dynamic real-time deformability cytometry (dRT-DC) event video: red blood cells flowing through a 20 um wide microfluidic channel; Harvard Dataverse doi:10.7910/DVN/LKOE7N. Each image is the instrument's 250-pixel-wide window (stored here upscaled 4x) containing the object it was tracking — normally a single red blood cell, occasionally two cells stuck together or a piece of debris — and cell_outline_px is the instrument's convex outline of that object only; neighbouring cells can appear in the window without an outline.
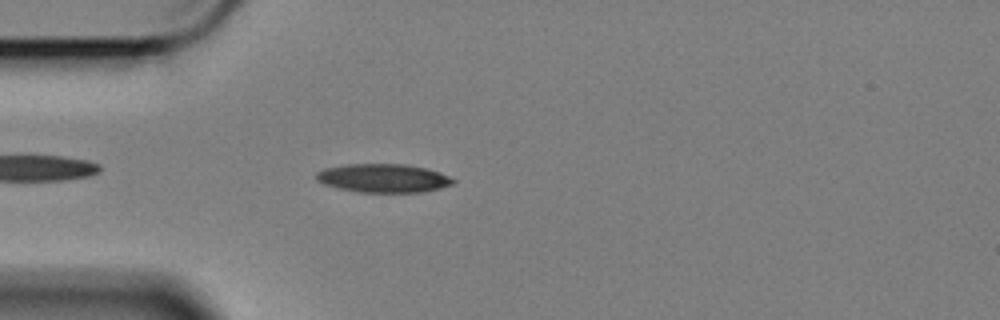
{"species": "Egyptian fruit bat (a non-hibernating species)", "species_latin": "Rousettus aegyptiacus", "temperature_condition": "cold", "stored_images_in_passage": 47, "camera_frame_rate_fps": 3000, "um_per_image_px": 0.085, "animal": {"sex": "female"}, "frame": {"image": 1, "passage_image": 5, "time_ms": 1.333, "image_size_px": [1000, 320], "cell_outline_px": [[456, 180], [452, 184], [440, 188], [420, 192], [360, 192], [340, 188], [324, 184], [316, 180], [316, 172], [324, 168], [348, 164], [404, 164], [428, 168], [440, 172]], "centroid_in_image_um": [32.59, 15.13], "position_along_channel_um": 52.4, "area_um2": 22.72}}
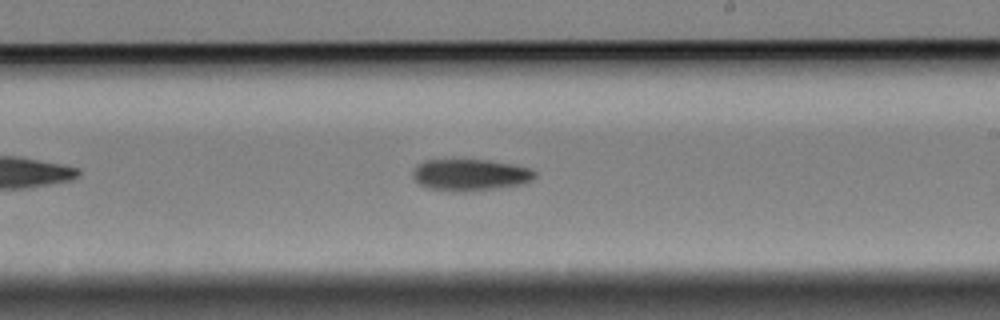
{"frame": {"image": 2, "passage_image": 23, "time_ms": 7.333, "image_size_px": [1000, 320], "cell_outline_px": [[536, 176], [532, 180], [524, 184], [468, 192], [452, 192], [424, 188], [416, 184], [412, 180], [412, 168], [416, 164], [424, 160], [488, 160], [512, 164], [532, 168], [536, 172]], "centroid_in_image_um": [39.9, 14.88], "position_along_channel_um": 249.1, "area_um2": 23.24}}
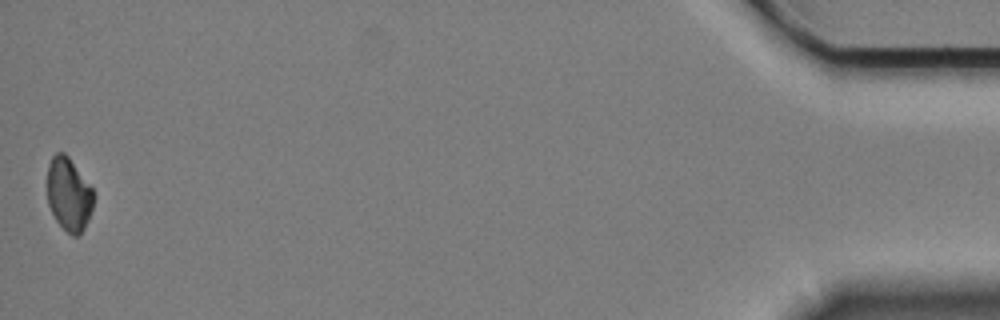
{"frame": {"image": 3, "passage_image": 47, "time_ms": 15.333, "image_size_px": [1000, 320], "cell_outline_px": [[96, 196], [88, 220], [84, 228], [76, 236], [72, 236], [56, 220], [48, 204], [48, 164], [52, 156], [56, 152], [64, 152], [68, 156], [92, 188]], "centroid_in_image_um": [5.86, 16.5], "position_along_channel_um": 429.3, "area_um2": 19.65}, "authors_computed_cell_mechanics": {"area_um2": 22.253, "velocity_mm_per_s": 3.4043, "shape_relaxation_time_tau1_ms": 6.605, "shape_relaxation_time_tau2_ms": null, "deformation_change_tau1": 0.1202, "deformation_change_tau2": null}}